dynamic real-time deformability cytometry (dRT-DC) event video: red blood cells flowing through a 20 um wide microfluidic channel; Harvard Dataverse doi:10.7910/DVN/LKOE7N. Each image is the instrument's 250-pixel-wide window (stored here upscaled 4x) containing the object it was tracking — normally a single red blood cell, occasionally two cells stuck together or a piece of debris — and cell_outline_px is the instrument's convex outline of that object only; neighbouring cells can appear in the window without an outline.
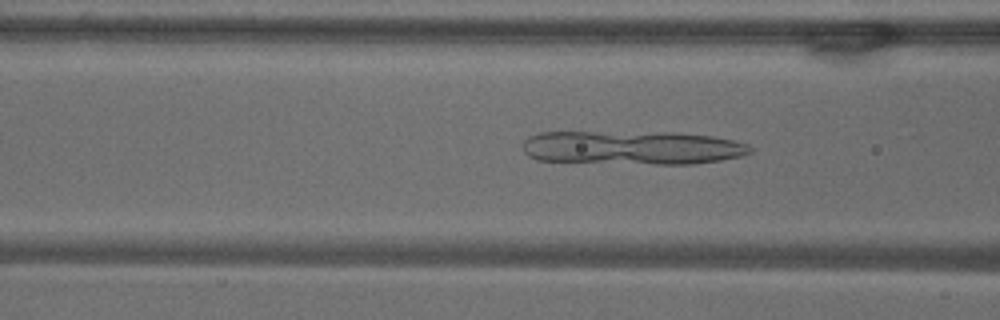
{"species": "common noctule bat (a hibernating species)", "species_latin": "Nyctalus noctula", "temperature_condition": "warm", "stored_images_in_passage": 53, "camera_frame_rate_fps": 3000, "um_per_image_px": 0.085, "animal": {"sex": "male", "body_mass_g": 18.8}, "frame": {"image": 1, "passage_image": 20, "time_ms": 6.333, "image_size_px": [1000, 320], "cell_outline_px": [[752, 152], [740, 156], [720, 160], [692, 164], [656, 164], [536, 160], [528, 156], [524, 152], [524, 140], [528, 136], [540, 132], [676, 132], [712, 136], [732, 140], [748, 144], [752, 148]], "centroid_in_image_um": [53.74, 12.54], "position_along_channel_um": 112.9, "area_um2": 44.91}}
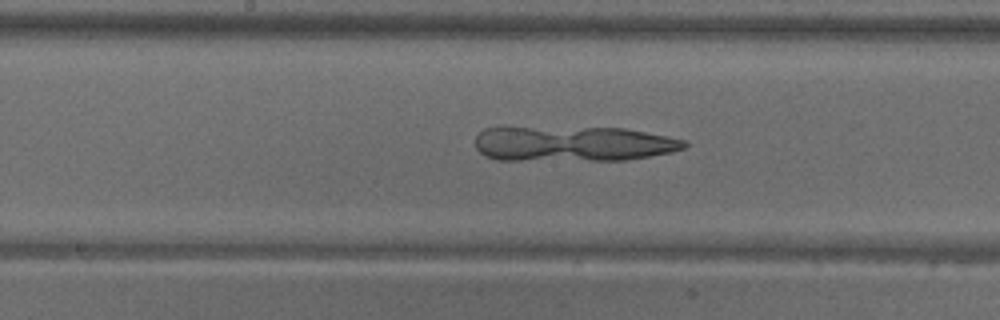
{"frame": {"image": 2, "passage_image": 27, "time_ms": 8.667, "image_size_px": [1000, 320], "cell_outline_px": [[688, 144], [684, 148], [672, 152], [628, 160], [496, 160], [484, 156], [476, 148], [476, 136], [484, 128], [500, 124], [508, 124], [624, 128], [684, 140]], "centroid_in_image_um": [48.55, 12.17], "position_along_channel_um": 199.7, "area_um2": 44.74}}
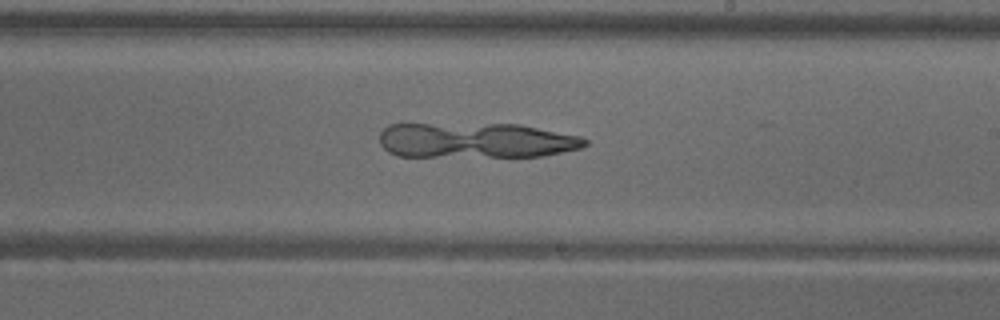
{"frame": {"image": 3, "passage_image": 31, "time_ms": 10.0, "image_size_px": [1000, 320], "cell_outline_px": [[588, 144], [580, 148], [544, 156], [396, 156], [388, 152], [380, 144], [380, 132], [388, 124], [520, 124], [580, 136], [588, 140]], "centroid_in_image_um": [40.45, 11.93], "position_along_channel_um": 248.6, "area_um2": 42.25}}